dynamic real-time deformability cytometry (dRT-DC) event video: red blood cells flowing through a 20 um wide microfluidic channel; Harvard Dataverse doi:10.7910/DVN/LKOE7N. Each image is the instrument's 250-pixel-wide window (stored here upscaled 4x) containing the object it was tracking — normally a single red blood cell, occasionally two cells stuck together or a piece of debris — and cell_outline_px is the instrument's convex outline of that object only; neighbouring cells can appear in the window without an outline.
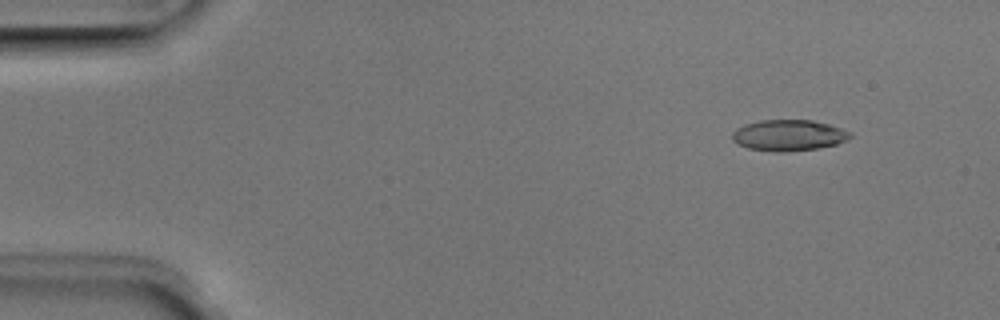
{"species": "Egyptian fruit bat (a non-hibernating species)", "species_latin": "Rousettus aegyptiacus", "temperature_condition": "room temperature", "stored_images_in_passage": 48, "camera_frame_rate_fps": 3000, "um_per_image_px": 0.085, "animal": {"sex": "male"}, "frame": {"image": 1, "passage_image": 2, "time_ms": 0.333, "image_size_px": [1000, 320], "cell_outline_px": [[852, 136], [848, 140], [836, 144], [816, 148], [784, 152], [776, 152], [748, 148], [736, 144], [732, 140], [732, 132], [736, 128], [744, 124], [760, 120], [812, 120], [828, 124], [852, 132]], "centroid_in_image_um": [67.01, 11.5], "position_along_channel_um": 18.0, "area_um2": 21.44}}
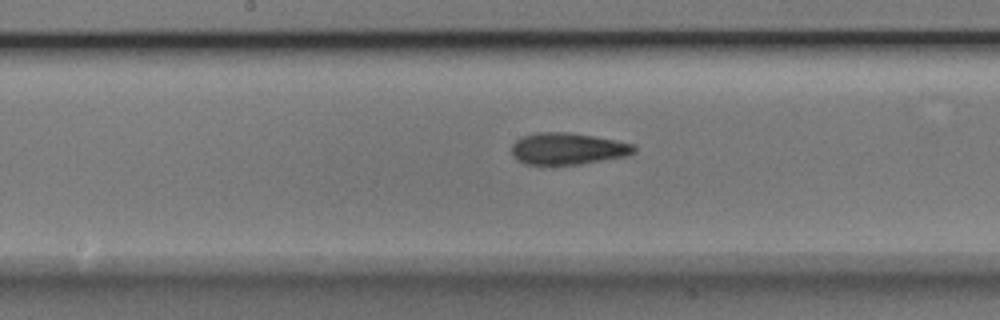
{"frame": {"image": 2, "passage_image": 23, "time_ms": 7.333, "image_size_px": [1000, 320], "cell_outline_px": [[636, 152], [628, 156], [580, 164], [548, 168], [524, 164], [516, 160], [512, 156], [512, 144], [520, 136], [536, 132], [568, 132], [592, 136], [636, 144]], "centroid_in_image_um": [48.2, 12.68], "position_along_channel_um": 200.0, "area_um2": 23.64}}
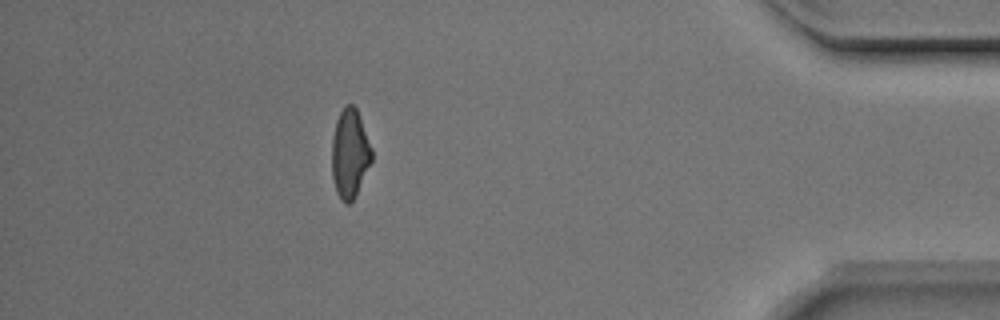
{"frame": {"image": 3, "passage_image": 42, "time_ms": 13.667, "image_size_px": [1000, 320], "cell_outline_px": [[372, 160], [356, 196], [348, 204], [344, 204], [340, 200], [336, 192], [332, 176], [332, 136], [336, 120], [344, 104], [352, 104], [356, 108], [372, 148]], "centroid_in_image_um": [29.72, 13.07], "position_along_channel_um": 405.5, "area_um2": 20.81}, "authors_computed_cell_mechanics": {"area_um2": 21.9351, "velocity_mm_per_s": 3.986, "shape_relaxation_time_tau1_ms": 4.5608, "shape_relaxation_time_tau2_ms": 2.6391, "deformation_change_tau1": 0.1415, "deformation_change_tau2": 0.1191}}